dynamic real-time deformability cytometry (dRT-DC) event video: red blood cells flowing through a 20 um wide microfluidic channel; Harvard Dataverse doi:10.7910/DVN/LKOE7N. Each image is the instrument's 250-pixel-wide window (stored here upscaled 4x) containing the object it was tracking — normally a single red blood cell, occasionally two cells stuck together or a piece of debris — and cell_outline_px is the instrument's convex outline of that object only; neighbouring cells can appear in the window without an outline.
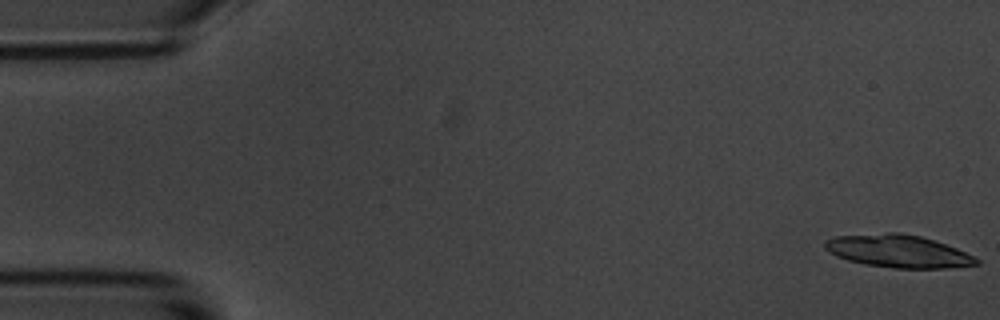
{"species": "common noctule bat (a hibernating species)", "species_latin": "Nyctalus noctula", "temperature_condition": "room temperature", "stored_images_in_passage": 56, "camera_frame_rate_fps": 3000, "um_per_image_px": 0.085, "animal": {"sex": "male", "body_mass_g": 20.1, "forearm_length_mm": 53.5}, "frame": {"image": 1, "passage_image": 1, "time_ms": 0.0, "image_size_px": [1000, 320], "cell_outline_px": [[980, 264], [944, 268], [892, 268], [864, 264], [848, 260], [836, 256], [828, 252], [824, 248], [824, 240], [836, 236], [888, 232], [900, 232], [920, 236], [956, 248], [980, 260]], "centroid_in_image_um": [76.29, 21.35], "position_along_channel_um": 8.7, "area_um2": 28.78}, "authors_computed_cell_mechanics": {"area_um2": 24.0159, "velocity_mm_per_s": 3.4946, "shape_relaxation_time_tau1_ms": 1.7933, "shape_relaxation_time_tau2_ms": null, "deformation_change_tau1": 0.1108, "deformation_change_tau2": null}}